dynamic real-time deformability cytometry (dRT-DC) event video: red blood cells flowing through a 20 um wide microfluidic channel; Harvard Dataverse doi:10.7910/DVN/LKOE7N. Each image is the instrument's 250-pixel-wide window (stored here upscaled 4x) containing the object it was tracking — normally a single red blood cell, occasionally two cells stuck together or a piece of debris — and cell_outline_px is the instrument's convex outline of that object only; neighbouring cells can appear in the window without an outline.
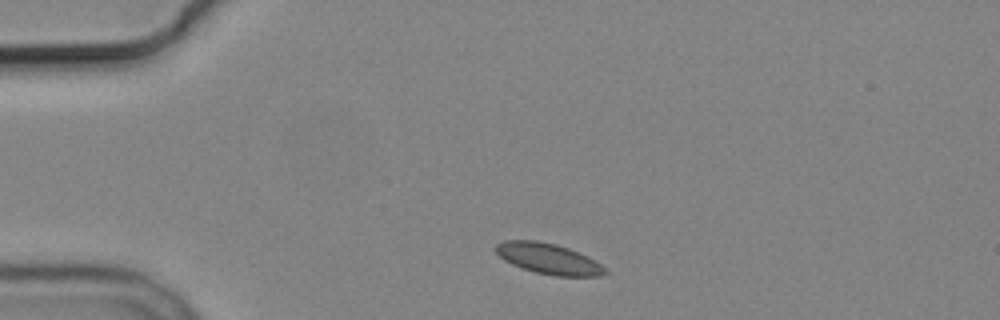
{"species": "common noctule bat (a hibernating species)", "species_latin": "Nyctalus noctula", "temperature_condition": "cold", "stored_images_in_passage": 2, "camera_frame_rate_fps": 3000, "um_per_image_px": 0.085, "animal": {"sex": "male", "body_mass_g": 19.2, "forearm_length_mm": 51.8}, "frame": {"image": 1, "passage_image": 1, "time_ms": 0.0, "image_size_px": [1000, 320], "cell_outline_px": [[608, 272], [600, 276], [556, 276], [536, 272], [512, 264], [504, 260], [496, 252], [496, 244], [504, 240], [536, 240], [556, 244], [580, 252], [588, 256], [600, 264]], "centroid_in_image_um": [46.62, 21.98], "position_along_channel_um": 38.4, "area_um2": 19.42}}